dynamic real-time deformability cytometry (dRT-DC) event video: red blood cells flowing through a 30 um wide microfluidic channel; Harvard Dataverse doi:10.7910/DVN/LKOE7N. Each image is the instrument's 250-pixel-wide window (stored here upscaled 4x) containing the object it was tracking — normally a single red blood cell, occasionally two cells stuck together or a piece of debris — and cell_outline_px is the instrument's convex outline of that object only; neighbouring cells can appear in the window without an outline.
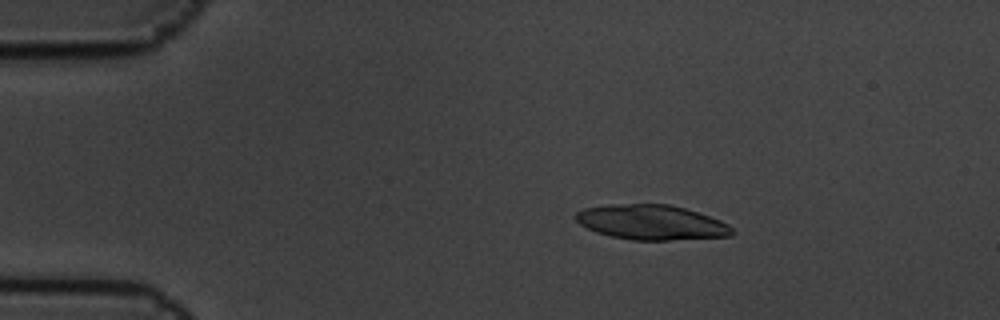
{"species": "common noctule bat (a hibernating species)", "species_latin": "Nyctalus noctula", "temperature_condition": "cold", "stored_images_in_passage": 6, "camera_frame_rate_fps": 3000, "um_per_image_px": 0.085, "animal": {"sex": "male", "body_mass_g": 19.5, "forearm_length_mm": 54.6}, "frame": {"image": 1, "passage_image": 4, "time_ms": 1.0, "image_size_px": [1000, 320], "cell_outline_px": [[736, 232], [732, 236], [668, 240], [632, 240], [612, 236], [596, 232], [580, 224], [576, 220], [576, 212], [584, 208], [608, 204], [668, 204], [684, 208], [720, 220], [728, 224]], "centroid_in_image_um": [55.38, 18.9], "position_along_channel_um": 29.6, "area_um2": 31.67}}